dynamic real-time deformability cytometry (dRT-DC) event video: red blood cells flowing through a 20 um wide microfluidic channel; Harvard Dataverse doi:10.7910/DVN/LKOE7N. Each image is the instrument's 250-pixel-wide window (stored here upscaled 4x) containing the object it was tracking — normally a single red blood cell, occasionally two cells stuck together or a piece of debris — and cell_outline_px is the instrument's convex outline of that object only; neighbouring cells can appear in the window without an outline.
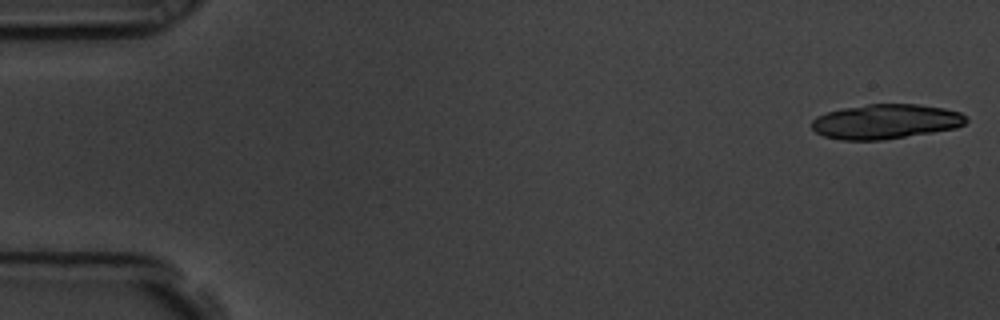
{"species": "common noctule bat (a hibernating species)", "species_latin": "Nyctalus noctula", "temperature_condition": "room temperature", "stored_images_in_passage": 18, "camera_frame_rate_fps": 3000, "um_per_image_px": 0.085, "animal": {"sex": "male", "body_mass_g": 19.5, "forearm_length_mm": 54.6}, "frame": {"image": 1, "passage_image": 1, "time_ms": 0.0, "image_size_px": [1000, 320], "cell_outline_px": [[968, 120], [964, 124], [956, 128], [884, 140], [840, 140], [824, 136], [816, 132], [812, 128], [812, 120], [816, 116], [828, 112], [844, 108], [868, 104], [916, 104], [944, 108], [960, 112]], "centroid_in_image_um": [75.27, 10.33], "position_along_channel_um": 9.7, "area_um2": 31.15}}